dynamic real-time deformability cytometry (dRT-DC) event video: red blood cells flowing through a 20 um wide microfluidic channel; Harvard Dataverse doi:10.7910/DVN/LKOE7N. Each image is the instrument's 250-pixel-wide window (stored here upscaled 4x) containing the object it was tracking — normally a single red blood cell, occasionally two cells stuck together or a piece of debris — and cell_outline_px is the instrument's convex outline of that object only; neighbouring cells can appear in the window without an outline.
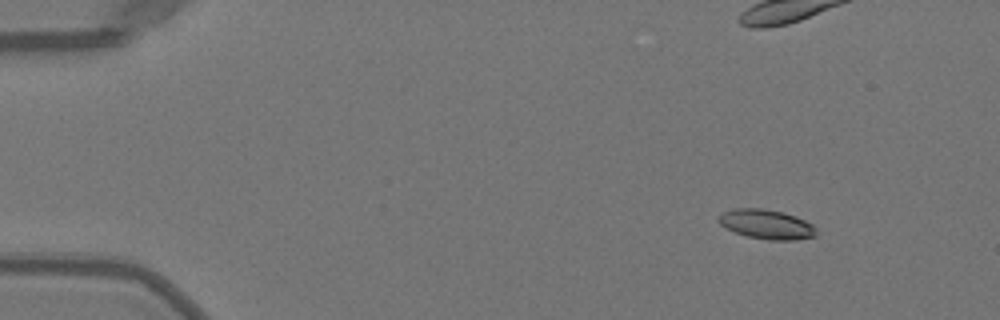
{"species": "Egyptian fruit bat (a non-hibernating species)", "species_latin": "Rousettus aegyptiacus", "temperature_condition": "warm", "stored_images_in_passage": 10, "camera_frame_rate_fps": 3000, "um_per_image_px": 0.085, "animal": {"sex": "female"}, "frame": {"image": 1, "passage_image": 1, "time_ms": 0.0, "image_size_px": [1000, 320], "cell_outline_px": [[816, 236], [792, 240], [768, 240], [748, 236], [736, 232], [720, 224], [720, 216], [724, 212], [736, 208], [760, 208], [784, 212], [796, 216], [812, 224], [816, 228]], "centroid_in_image_um": [65.21, 19.06], "position_along_channel_um": 19.8, "area_um2": 16.53}}
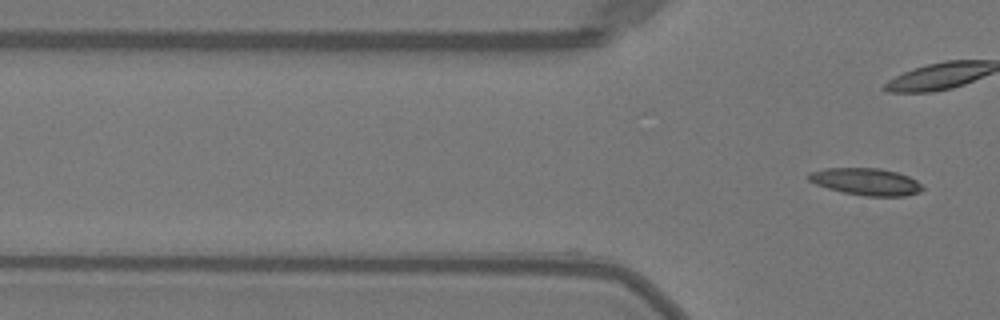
{"frame": {"image": 2, "passage_image": 10, "time_ms": 3.0, "image_size_px": [1000, 320], "cell_outline_px": [[924, 188], [920, 192], [904, 196], [864, 196], [844, 192], [828, 188], [816, 184], [808, 180], [808, 172], [824, 168], [880, 168], [896, 172], [908, 176], [916, 180]], "centroid_in_image_um": [73.6, 15.44], "position_along_channel_um": 52.2, "area_um2": 17.92}}